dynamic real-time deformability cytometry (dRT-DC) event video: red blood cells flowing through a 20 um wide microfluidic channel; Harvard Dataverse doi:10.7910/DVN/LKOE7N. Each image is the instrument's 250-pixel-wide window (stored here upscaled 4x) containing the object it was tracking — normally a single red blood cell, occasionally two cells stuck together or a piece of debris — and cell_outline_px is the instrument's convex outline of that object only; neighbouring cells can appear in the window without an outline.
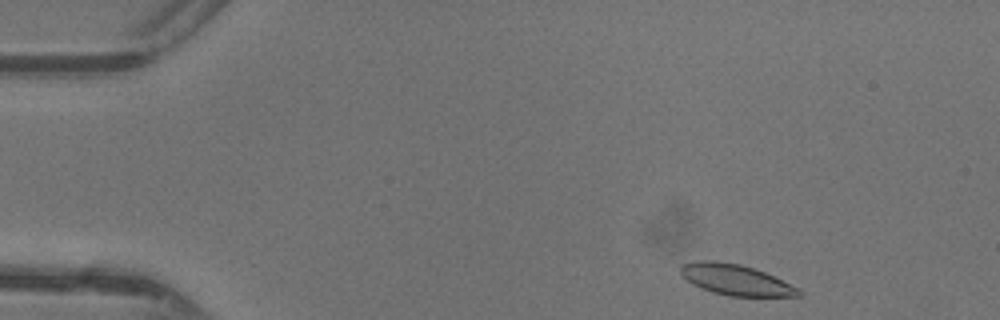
{"species": "common noctule bat (a hibernating species)", "species_latin": "Nyctalus noctula", "temperature_condition": "warm", "stored_images_in_passage": 42, "camera_frame_rate_fps": 3000, "um_per_image_px": 0.085, "animal": {"sex": "female"}, "frame": {"image": 1, "passage_image": 1, "time_ms": 0.0, "image_size_px": [1000, 320], "cell_outline_px": [[804, 296], [728, 296], [712, 292], [692, 284], [680, 272], [680, 264], [696, 260], [712, 260], [740, 264], [764, 272], [804, 292]], "centroid_in_image_um": [62.49, 23.78], "position_along_channel_um": 22.5, "area_um2": 20.92}}
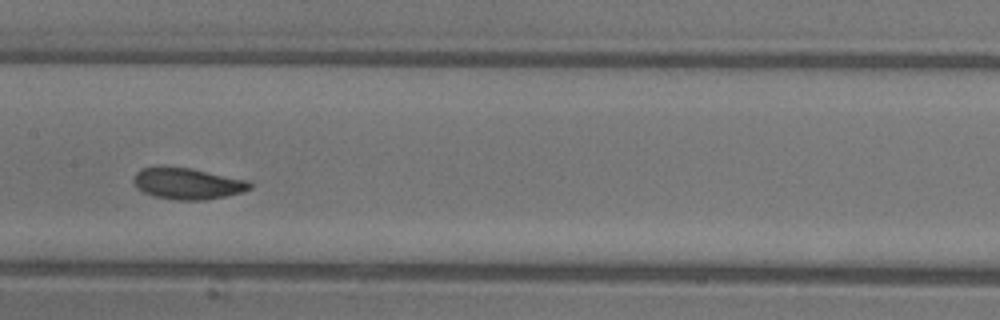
{"frame": {"image": 2, "passage_image": 19, "time_ms": 6.0, "image_size_px": [1000, 320], "cell_outline_px": [[252, 188], [244, 192], [204, 200], [176, 200], [152, 196], [136, 188], [132, 180], [136, 172], [140, 168], [156, 164], [164, 164], [192, 168], [248, 180], [252, 184]], "centroid_in_image_um": [15.87, 15.56], "position_along_channel_um": 191.5, "area_um2": 22.02}}
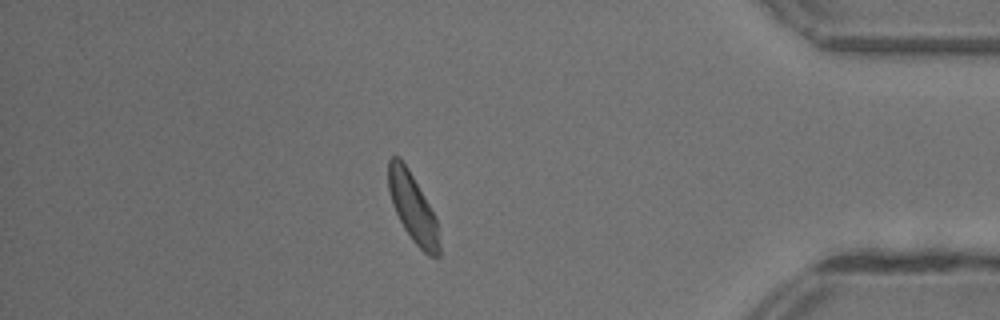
{"frame": {"image": 3, "passage_image": 36, "time_ms": 11.667, "image_size_px": [1000, 320], "cell_outline_px": [[440, 256], [436, 260], [428, 256], [412, 240], [404, 228], [392, 204], [388, 188], [388, 160], [392, 156], [400, 156], [408, 168], [436, 216], [440, 244]], "centroid_in_image_um": [35.11, 17.68], "position_along_channel_um": 400.1, "area_um2": 20.52}, "authors_computed_cell_mechanics": {"area_um2": 21.1837, "velocity_mm_per_s": 4.3547, "shape_relaxation_time_tau1_ms": 2.6204, "shape_relaxation_time_tau2_ms": 2.0235, "deformation_change_tau1": 0.1013, "deformation_change_tau2": 0.0781}}